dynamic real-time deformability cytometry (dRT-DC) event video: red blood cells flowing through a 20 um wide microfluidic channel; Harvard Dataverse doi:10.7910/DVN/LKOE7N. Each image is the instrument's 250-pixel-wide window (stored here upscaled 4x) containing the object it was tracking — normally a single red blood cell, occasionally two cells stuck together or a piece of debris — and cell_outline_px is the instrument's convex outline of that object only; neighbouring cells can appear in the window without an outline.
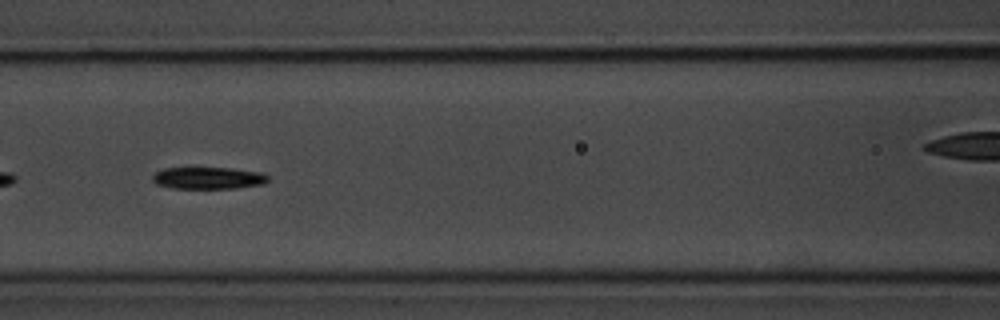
{"species": "common noctule bat (a hibernating species)", "species_latin": "Nyctalus noctula", "temperature_condition": "room temperature", "stored_images_in_passage": 17, "camera_frame_rate_fps": 3000, "um_per_image_px": 0.085, "animal": {"sex": "male", "body_mass_g": 20.1, "forearm_length_mm": 53.5}, "frame": {"image": 1, "passage_image": 8, "time_ms": 9.0, "image_size_px": [1000, 320], "cell_outline_px": [[268, 180], [264, 184], [236, 188], [172, 188], [156, 184], [152, 180], [152, 176], [156, 172], [164, 168], [232, 168], [264, 172], [268, 176]], "centroid_in_image_um": [17.73, 15.13], "position_along_channel_um": 148.9, "area_um2": 14.85}, "authors_computed_cell_mechanics": {"area_um2": 15.8372, "velocity_mm_per_s": 3.4878, "shape_relaxation_time_tau1_ms": 3.1846, "shape_relaxation_time_tau2_ms": null, "deformation_change_tau1": 0.1599, "deformation_change_tau2": null}}